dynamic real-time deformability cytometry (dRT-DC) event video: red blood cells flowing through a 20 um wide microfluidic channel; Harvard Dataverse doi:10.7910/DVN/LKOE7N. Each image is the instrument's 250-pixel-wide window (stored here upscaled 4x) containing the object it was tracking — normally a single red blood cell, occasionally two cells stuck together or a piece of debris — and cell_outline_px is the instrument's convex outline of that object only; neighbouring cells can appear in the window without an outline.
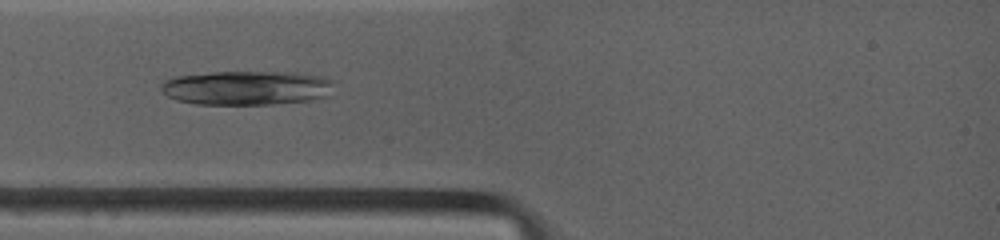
{"species": "common noctule bat (a hibernating species)", "species_latin": "Nyctalus noctula", "temperature_condition": "warm", "stored_images_in_passage": 22, "camera_frame_rate_fps": 4500, "um_per_image_px": 0.085, "animal": {"sex": "female", "body_mass_g": 19.0, "forearm_length_mm": 53.3}, "frame": {"image": 1, "passage_image": 5, "time_ms": 2.0, "image_size_px": [1000, 240], "cell_outline_px": [[332, 84], [324, 96], [312, 100], [272, 104], [196, 104], [176, 100], [168, 96], [160, 88], [160, 84], [164, 80], [176, 76], [212, 72], [296, 72], [320, 76], [332, 80]], "centroid_in_image_um": [20.9, 7.46], "position_along_channel_um": 64.1, "area_um2": 34.33}}
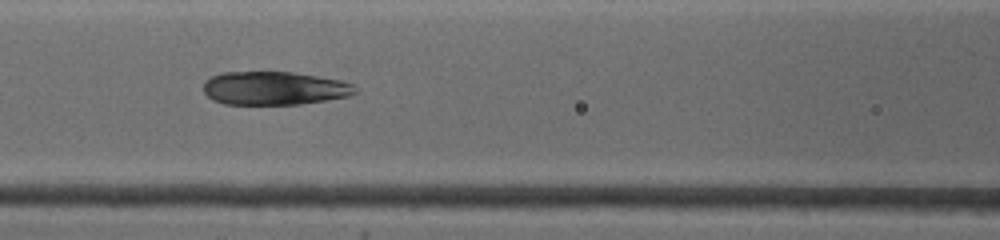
{"frame": {"image": 2, "passage_image": 9, "time_ms": 4.0, "image_size_px": [1000, 240], "cell_outline_px": [[356, 92], [348, 96], [300, 104], [224, 104], [212, 100], [204, 92], [204, 80], [220, 72], [292, 72], [340, 80], [352, 84], [356, 88]], "centroid_in_image_um": [23.27, 7.49], "position_along_channel_um": 143.3, "area_um2": 29.42}}
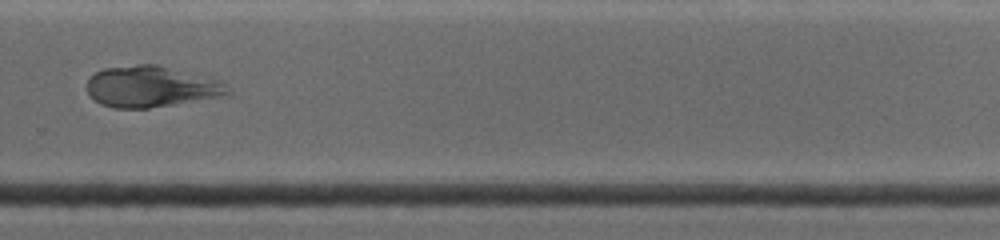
{"frame": {"image": 3, "passage_image": 16, "time_ms": 8.444, "image_size_px": [1000, 240], "cell_outline_px": [[228, 92], [220, 96], [148, 108], [112, 108], [100, 104], [88, 92], [88, 80], [96, 72], [104, 68], [136, 64], [156, 64], [220, 80], [224, 84]], "centroid_in_image_um": [12.79, 7.35], "position_along_channel_um": 317.0, "area_um2": 33.12}}